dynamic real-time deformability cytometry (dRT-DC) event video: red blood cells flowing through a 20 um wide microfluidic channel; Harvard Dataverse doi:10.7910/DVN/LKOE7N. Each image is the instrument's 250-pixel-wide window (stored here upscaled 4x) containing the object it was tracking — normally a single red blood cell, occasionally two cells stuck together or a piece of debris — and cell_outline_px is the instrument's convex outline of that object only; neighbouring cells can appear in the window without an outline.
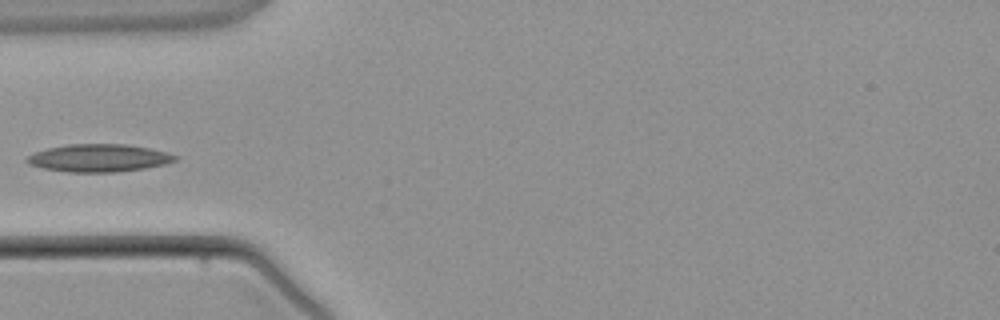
{"species": "common noctule bat (a hibernating species)", "species_latin": "Nyctalus noctula", "temperature_condition": "warm", "stored_images_in_passage": 2, "camera_frame_rate_fps": 3000, "um_per_image_px": 0.085, "animal": {"sex": "male", "body_mass_g": 21.5, "forearm_length_mm": 52.0}, "frame": {"image": 1, "passage_image": 2, "time_ms": 2.333, "image_size_px": [1000, 320], "cell_outline_px": [[180, 156], [176, 160], [164, 164], [144, 168], [116, 172], [68, 172], [44, 168], [28, 164], [24, 160], [28, 156], [36, 152], [48, 148], [68, 144], [124, 144], [148, 148], [168, 152]], "centroid_in_image_um": [8.41, 13.43], "position_along_channel_um": 76.6, "area_um2": 23.81}}